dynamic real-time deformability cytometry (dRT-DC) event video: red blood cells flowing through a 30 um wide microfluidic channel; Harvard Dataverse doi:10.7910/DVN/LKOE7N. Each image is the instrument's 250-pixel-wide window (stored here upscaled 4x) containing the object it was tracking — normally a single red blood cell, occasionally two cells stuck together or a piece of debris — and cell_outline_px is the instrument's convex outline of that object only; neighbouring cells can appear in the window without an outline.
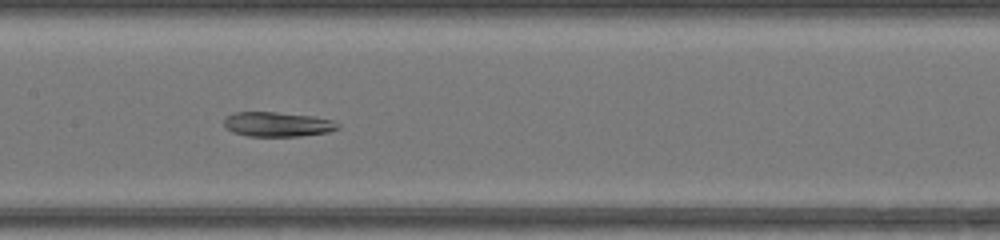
{"species": "common noctule bat (a hibernating species)", "species_latin": "Nyctalus noctula", "temperature_condition": "warm", "stored_images_in_passage": 49, "segment_of_instrument_passage": [2, 2], "camera_frame_rate_fps": 3000, "um_per_image_px": 0.085, "animal": {"sex": "female", "body_mass_g": 17.0, "forearm_length_mm": 48.0}, "frame": {"image": 1, "passage_image": 26, "time_ms": 8.333, "image_size_px": [1000, 240], "cell_outline_px": [[340, 128], [328, 132], [300, 136], [248, 136], [232, 132], [224, 128], [224, 120], [228, 116], [236, 112], [276, 112], [312, 116], [336, 120], [340, 124]], "centroid_in_image_um": [23.62, 10.57], "position_along_channel_um": 183.8, "area_um2": 16.47}}
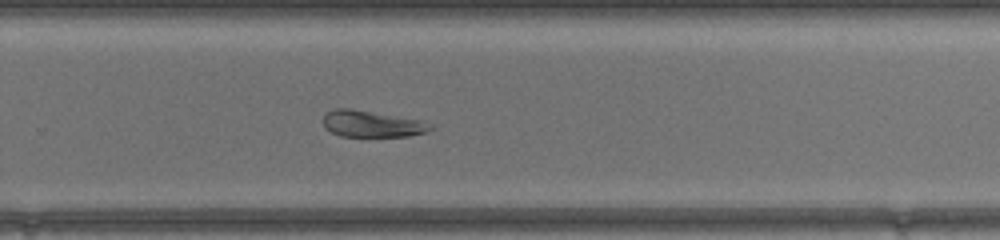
{"frame": {"image": 2, "passage_image": 34, "time_ms": 11.0, "image_size_px": [1000, 240], "cell_outline_px": [[432, 128], [424, 132], [408, 136], [340, 136], [324, 128], [324, 116], [328, 112], [336, 108], [352, 108], [420, 120], [432, 124]], "centroid_in_image_um": [31.58, 10.52], "position_along_channel_um": 298.2, "area_um2": 16.36}}
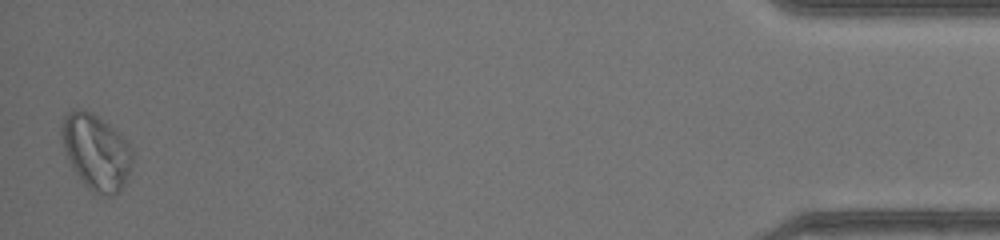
{"frame": {"image": 3, "passage_image": 49, "time_ms": 16.0, "image_size_px": [1000, 240], "cell_outline_px": [[132, 160], [128, 176], [124, 184], [112, 196], [108, 196], [92, 192], [80, 180], [64, 148], [60, 132], [64, 116], [68, 112], [76, 108], [80, 108], [92, 112], [108, 124], [132, 148]], "centroid_in_image_um": [8.16, 12.9], "position_along_channel_um": 427.0, "area_um2": 30.63}}